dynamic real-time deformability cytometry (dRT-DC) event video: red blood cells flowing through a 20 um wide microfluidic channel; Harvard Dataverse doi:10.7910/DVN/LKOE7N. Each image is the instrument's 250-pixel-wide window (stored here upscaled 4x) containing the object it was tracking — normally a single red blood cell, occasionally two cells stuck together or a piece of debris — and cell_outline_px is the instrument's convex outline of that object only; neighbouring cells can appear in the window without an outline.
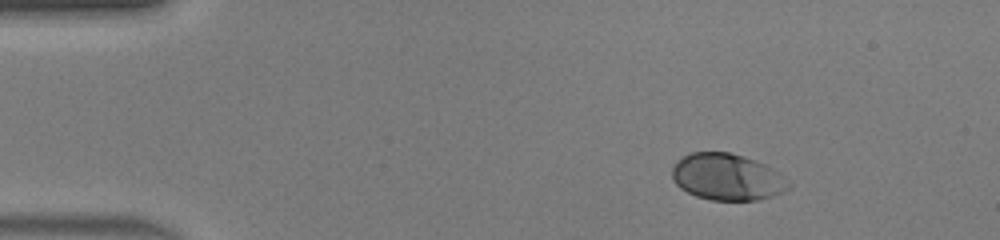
{"species": "human", "species_latin": "Homo sapiens", "temperature_condition": "warm", "stored_images_in_passage": 5, "segment_of_instrument_passage": [1, 2], "camera_frame_rate_fps": 3000, "um_per_image_px": 0.085, "donor": {"sex": "male"}, "frame": {"image": 1, "passage_image": 1, "time_ms": 0.0, "image_size_px": [1000, 240], "cell_outline_px": [[792, 184], [788, 188], [772, 196], [756, 200], [712, 200], [696, 196], [680, 188], [672, 180], [672, 168], [676, 160], [688, 152], [728, 152], [756, 160], [772, 168]], "centroid_in_image_um": [61.76, 15.03], "position_along_channel_um": 23.2, "area_um2": 31.62}}